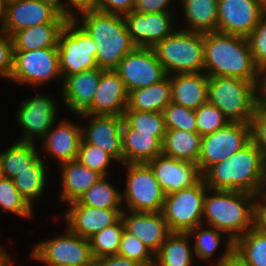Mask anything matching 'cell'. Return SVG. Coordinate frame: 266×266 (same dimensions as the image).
<instances>
[{"label": "cell", "instance_id": "4dcf8cb0", "mask_svg": "<svg viewBox=\"0 0 266 266\" xmlns=\"http://www.w3.org/2000/svg\"><path fill=\"white\" fill-rule=\"evenodd\" d=\"M170 102L171 83L167 75L158 83L129 92L126 110L163 112Z\"/></svg>", "mask_w": 266, "mask_h": 266}, {"label": "cell", "instance_id": "7dc6e473", "mask_svg": "<svg viewBox=\"0 0 266 266\" xmlns=\"http://www.w3.org/2000/svg\"><path fill=\"white\" fill-rule=\"evenodd\" d=\"M14 47L12 36L0 32V77L9 79L13 71Z\"/></svg>", "mask_w": 266, "mask_h": 266}, {"label": "cell", "instance_id": "7c38bea8", "mask_svg": "<svg viewBox=\"0 0 266 266\" xmlns=\"http://www.w3.org/2000/svg\"><path fill=\"white\" fill-rule=\"evenodd\" d=\"M250 141V124L240 122H230L227 126L203 136L197 161L200 172L203 175L211 166L240 151Z\"/></svg>", "mask_w": 266, "mask_h": 266}, {"label": "cell", "instance_id": "91938a15", "mask_svg": "<svg viewBox=\"0 0 266 266\" xmlns=\"http://www.w3.org/2000/svg\"><path fill=\"white\" fill-rule=\"evenodd\" d=\"M45 266H74V265H70V264H61V265H45Z\"/></svg>", "mask_w": 266, "mask_h": 266}, {"label": "cell", "instance_id": "6125c7cd", "mask_svg": "<svg viewBox=\"0 0 266 266\" xmlns=\"http://www.w3.org/2000/svg\"><path fill=\"white\" fill-rule=\"evenodd\" d=\"M263 196L266 198V184H265V189H264Z\"/></svg>", "mask_w": 266, "mask_h": 266}, {"label": "cell", "instance_id": "e575fe53", "mask_svg": "<svg viewBox=\"0 0 266 266\" xmlns=\"http://www.w3.org/2000/svg\"><path fill=\"white\" fill-rule=\"evenodd\" d=\"M46 161L41 156L31 167L27 168L13 179L19 193L33 207L37 198L44 193L47 186Z\"/></svg>", "mask_w": 266, "mask_h": 266}, {"label": "cell", "instance_id": "f6af8a7d", "mask_svg": "<svg viewBox=\"0 0 266 266\" xmlns=\"http://www.w3.org/2000/svg\"><path fill=\"white\" fill-rule=\"evenodd\" d=\"M246 38L257 67L261 72L266 70V12Z\"/></svg>", "mask_w": 266, "mask_h": 266}, {"label": "cell", "instance_id": "9c48e42d", "mask_svg": "<svg viewBox=\"0 0 266 266\" xmlns=\"http://www.w3.org/2000/svg\"><path fill=\"white\" fill-rule=\"evenodd\" d=\"M65 232L36 243L30 252V258L44 262L45 265L93 266L90 241L73 233L68 227Z\"/></svg>", "mask_w": 266, "mask_h": 266}, {"label": "cell", "instance_id": "83f0119b", "mask_svg": "<svg viewBox=\"0 0 266 266\" xmlns=\"http://www.w3.org/2000/svg\"><path fill=\"white\" fill-rule=\"evenodd\" d=\"M66 23H46L24 28L12 35L14 51L57 48Z\"/></svg>", "mask_w": 266, "mask_h": 266}, {"label": "cell", "instance_id": "277c9868", "mask_svg": "<svg viewBox=\"0 0 266 266\" xmlns=\"http://www.w3.org/2000/svg\"><path fill=\"white\" fill-rule=\"evenodd\" d=\"M257 195L234 190L208 188L202 224L227 234L234 242L254 227Z\"/></svg>", "mask_w": 266, "mask_h": 266}, {"label": "cell", "instance_id": "7bdbcfd3", "mask_svg": "<svg viewBox=\"0 0 266 266\" xmlns=\"http://www.w3.org/2000/svg\"><path fill=\"white\" fill-rule=\"evenodd\" d=\"M117 255L136 261L142 266L154 265V254L138 238L125 229L121 236Z\"/></svg>", "mask_w": 266, "mask_h": 266}, {"label": "cell", "instance_id": "7a4b0ae2", "mask_svg": "<svg viewBox=\"0 0 266 266\" xmlns=\"http://www.w3.org/2000/svg\"><path fill=\"white\" fill-rule=\"evenodd\" d=\"M204 72L234 77L260 85L257 67L246 37L220 32L204 33Z\"/></svg>", "mask_w": 266, "mask_h": 266}, {"label": "cell", "instance_id": "681fc988", "mask_svg": "<svg viewBox=\"0 0 266 266\" xmlns=\"http://www.w3.org/2000/svg\"><path fill=\"white\" fill-rule=\"evenodd\" d=\"M225 250L214 262L215 266H249L247 262L234 250V241L227 236Z\"/></svg>", "mask_w": 266, "mask_h": 266}, {"label": "cell", "instance_id": "ba28073f", "mask_svg": "<svg viewBox=\"0 0 266 266\" xmlns=\"http://www.w3.org/2000/svg\"><path fill=\"white\" fill-rule=\"evenodd\" d=\"M207 190L202 178L194 186L165 195L161 212L171 232H189L202 224Z\"/></svg>", "mask_w": 266, "mask_h": 266}, {"label": "cell", "instance_id": "f5cc1de1", "mask_svg": "<svg viewBox=\"0 0 266 266\" xmlns=\"http://www.w3.org/2000/svg\"><path fill=\"white\" fill-rule=\"evenodd\" d=\"M254 228L266 234V198L263 195H259L255 201Z\"/></svg>", "mask_w": 266, "mask_h": 266}, {"label": "cell", "instance_id": "db71d44e", "mask_svg": "<svg viewBox=\"0 0 266 266\" xmlns=\"http://www.w3.org/2000/svg\"><path fill=\"white\" fill-rule=\"evenodd\" d=\"M93 266H142L136 261L119 255H108L94 259Z\"/></svg>", "mask_w": 266, "mask_h": 266}, {"label": "cell", "instance_id": "7402d4cb", "mask_svg": "<svg viewBox=\"0 0 266 266\" xmlns=\"http://www.w3.org/2000/svg\"><path fill=\"white\" fill-rule=\"evenodd\" d=\"M124 229L138 238L153 254L171 233L162 212H133L121 214Z\"/></svg>", "mask_w": 266, "mask_h": 266}, {"label": "cell", "instance_id": "d6986e66", "mask_svg": "<svg viewBox=\"0 0 266 266\" xmlns=\"http://www.w3.org/2000/svg\"><path fill=\"white\" fill-rule=\"evenodd\" d=\"M67 205L68 208L64 215L66 227L88 240L104 228L115 224L124 211V209H98L81 205L77 201Z\"/></svg>", "mask_w": 266, "mask_h": 266}, {"label": "cell", "instance_id": "11a10c76", "mask_svg": "<svg viewBox=\"0 0 266 266\" xmlns=\"http://www.w3.org/2000/svg\"><path fill=\"white\" fill-rule=\"evenodd\" d=\"M52 8L59 16L65 18V3L62 0H40Z\"/></svg>", "mask_w": 266, "mask_h": 266}, {"label": "cell", "instance_id": "ee69618b", "mask_svg": "<svg viewBox=\"0 0 266 266\" xmlns=\"http://www.w3.org/2000/svg\"><path fill=\"white\" fill-rule=\"evenodd\" d=\"M166 129H178L197 132L195 110L170 102L163 109Z\"/></svg>", "mask_w": 266, "mask_h": 266}, {"label": "cell", "instance_id": "44dd1931", "mask_svg": "<svg viewBox=\"0 0 266 266\" xmlns=\"http://www.w3.org/2000/svg\"><path fill=\"white\" fill-rule=\"evenodd\" d=\"M128 94L118 73L115 70H104L93 102L84 114L123 116L127 108Z\"/></svg>", "mask_w": 266, "mask_h": 266}, {"label": "cell", "instance_id": "3957f363", "mask_svg": "<svg viewBox=\"0 0 266 266\" xmlns=\"http://www.w3.org/2000/svg\"><path fill=\"white\" fill-rule=\"evenodd\" d=\"M80 14V17L78 15ZM74 21L96 43V63L103 70H115L121 60L136 46L128 33L123 15L87 10ZM79 18V19H78Z\"/></svg>", "mask_w": 266, "mask_h": 266}, {"label": "cell", "instance_id": "8fae6325", "mask_svg": "<svg viewBox=\"0 0 266 266\" xmlns=\"http://www.w3.org/2000/svg\"><path fill=\"white\" fill-rule=\"evenodd\" d=\"M62 79L58 48L14 51L10 80L15 84L42 87L54 79ZM44 84V85H43Z\"/></svg>", "mask_w": 266, "mask_h": 266}, {"label": "cell", "instance_id": "680465c9", "mask_svg": "<svg viewBox=\"0 0 266 266\" xmlns=\"http://www.w3.org/2000/svg\"><path fill=\"white\" fill-rule=\"evenodd\" d=\"M13 257L7 253L4 247L0 248V266H13Z\"/></svg>", "mask_w": 266, "mask_h": 266}, {"label": "cell", "instance_id": "f907efd6", "mask_svg": "<svg viewBox=\"0 0 266 266\" xmlns=\"http://www.w3.org/2000/svg\"><path fill=\"white\" fill-rule=\"evenodd\" d=\"M174 0H136L134 11L138 13H156L174 11L171 5Z\"/></svg>", "mask_w": 266, "mask_h": 266}, {"label": "cell", "instance_id": "52a82bcc", "mask_svg": "<svg viewBox=\"0 0 266 266\" xmlns=\"http://www.w3.org/2000/svg\"><path fill=\"white\" fill-rule=\"evenodd\" d=\"M126 169L122 204L133 212H161L165 194L147 163L122 164ZM125 203V204H124Z\"/></svg>", "mask_w": 266, "mask_h": 266}, {"label": "cell", "instance_id": "484cf974", "mask_svg": "<svg viewBox=\"0 0 266 266\" xmlns=\"http://www.w3.org/2000/svg\"><path fill=\"white\" fill-rule=\"evenodd\" d=\"M60 201L73 202L86 192L102 175L81 164L78 160H71L60 164Z\"/></svg>", "mask_w": 266, "mask_h": 266}, {"label": "cell", "instance_id": "e0dca14e", "mask_svg": "<svg viewBox=\"0 0 266 266\" xmlns=\"http://www.w3.org/2000/svg\"><path fill=\"white\" fill-rule=\"evenodd\" d=\"M78 118H89L81 126L82 140L109 153L119 165L123 164L122 126L123 116L79 114Z\"/></svg>", "mask_w": 266, "mask_h": 266}, {"label": "cell", "instance_id": "5b68a950", "mask_svg": "<svg viewBox=\"0 0 266 266\" xmlns=\"http://www.w3.org/2000/svg\"><path fill=\"white\" fill-rule=\"evenodd\" d=\"M207 96L230 122L250 124L259 102V86L234 77L208 76Z\"/></svg>", "mask_w": 266, "mask_h": 266}, {"label": "cell", "instance_id": "ffe728a7", "mask_svg": "<svg viewBox=\"0 0 266 266\" xmlns=\"http://www.w3.org/2000/svg\"><path fill=\"white\" fill-rule=\"evenodd\" d=\"M67 22L40 0H10L3 32L12 36L19 30L35 25Z\"/></svg>", "mask_w": 266, "mask_h": 266}, {"label": "cell", "instance_id": "60d3db41", "mask_svg": "<svg viewBox=\"0 0 266 266\" xmlns=\"http://www.w3.org/2000/svg\"><path fill=\"white\" fill-rule=\"evenodd\" d=\"M76 160L102 176L109 175L108 167L111 166L112 161L117 163L109 153L83 140H81Z\"/></svg>", "mask_w": 266, "mask_h": 266}, {"label": "cell", "instance_id": "9a60e30c", "mask_svg": "<svg viewBox=\"0 0 266 266\" xmlns=\"http://www.w3.org/2000/svg\"><path fill=\"white\" fill-rule=\"evenodd\" d=\"M217 32L247 37L266 12L261 0H218Z\"/></svg>", "mask_w": 266, "mask_h": 266}, {"label": "cell", "instance_id": "f546056e", "mask_svg": "<svg viewBox=\"0 0 266 266\" xmlns=\"http://www.w3.org/2000/svg\"><path fill=\"white\" fill-rule=\"evenodd\" d=\"M188 232H171L154 254L153 266H193L194 253Z\"/></svg>", "mask_w": 266, "mask_h": 266}, {"label": "cell", "instance_id": "30bf717a", "mask_svg": "<svg viewBox=\"0 0 266 266\" xmlns=\"http://www.w3.org/2000/svg\"><path fill=\"white\" fill-rule=\"evenodd\" d=\"M60 72L69 76L95 69L96 43L74 20L68 21L61 31L58 42Z\"/></svg>", "mask_w": 266, "mask_h": 266}, {"label": "cell", "instance_id": "8992f818", "mask_svg": "<svg viewBox=\"0 0 266 266\" xmlns=\"http://www.w3.org/2000/svg\"><path fill=\"white\" fill-rule=\"evenodd\" d=\"M152 49L167 75L204 71V33L180 28Z\"/></svg>", "mask_w": 266, "mask_h": 266}, {"label": "cell", "instance_id": "74e56055", "mask_svg": "<svg viewBox=\"0 0 266 266\" xmlns=\"http://www.w3.org/2000/svg\"><path fill=\"white\" fill-rule=\"evenodd\" d=\"M204 225H198L196 228L191 229L188 233L190 237H193L194 246L193 253H195V258L197 257L201 261H210L215 255V251L220 249L221 242L224 241L222 238L223 233L216 230L214 227L208 226L203 228Z\"/></svg>", "mask_w": 266, "mask_h": 266}, {"label": "cell", "instance_id": "6da1fadb", "mask_svg": "<svg viewBox=\"0 0 266 266\" xmlns=\"http://www.w3.org/2000/svg\"><path fill=\"white\" fill-rule=\"evenodd\" d=\"M203 179L213 190L245 191L263 195L266 162L262 150L251 140L240 151L211 166Z\"/></svg>", "mask_w": 266, "mask_h": 266}, {"label": "cell", "instance_id": "c3c4849f", "mask_svg": "<svg viewBox=\"0 0 266 266\" xmlns=\"http://www.w3.org/2000/svg\"><path fill=\"white\" fill-rule=\"evenodd\" d=\"M136 0H97L96 10L125 15L134 10Z\"/></svg>", "mask_w": 266, "mask_h": 266}, {"label": "cell", "instance_id": "cb8c5ba5", "mask_svg": "<svg viewBox=\"0 0 266 266\" xmlns=\"http://www.w3.org/2000/svg\"><path fill=\"white\" fill-rule=\"evenodd\" d=\"M64 120V121H63ZM61 119L59 123L54 122L46 135L40 140L43 152L52 156L59 164L75 160L78 155L82 140L81 125ZM58 124V125H57Z\"/></svg>", "mask_w": 266, "mask_h": 266}, {"label": "cell", "instance_id": "8d00e7d4", "mask_svg": "<svg viewBox=\"0 0 266 266\" xmlns=\"http://www.w3.org/2000/svg\"><path fill=\"white\" fill-rule=\"evenodd\" d=\"M123 118L131 129L151 134L163 143L167 129L162 112L125 110Z\"/></svg>", "mask_w": 266, "mask_h": 266}, {"label": "cell", "instance_id": "9f6ffc18", "mask_svg": "<svg viewBox=\"0 0 266 266\" xmlns=\"http://www.w3.org/2000/svg\"><path fill=\"white\" fill-rule=\"evenodd\" d=\"M259 102L266 107V70L261 72L259 85Z\"/></svg>", "mask_w": 266, "mask_h": 266}, {"label": "cell", "instance_id": "4fadbf2b", "mask_svg": "<svg viewBox=\"0 0 266 266\" xmlns=\"http://www.w3.org/2000/svg\"><path fill=\"white\" fill-rule=\"evenodd\" d=\"M51 96L44 92L20 102L16 112V121L23 129V133L17 141L36 144L53 126L58 117L59 106Z\"/></svg>", "mask_w": 266, "mask_h": 266}, {"label": "cell", "instance_id": "bcb514c9", "mask_svg": "<svg viewBox=\"0 0 266 266\" xmlns=\"http://www.w3.org/2000/svg\"><path fill=\"white\" fill-rule=\"evenodd\" d=\"M251 126V140L262 150L266 162V107L257 103Z\"/></svg>", "mask_w": 266, "mask_h": 266}, {"label": "cell", "instance_id": "d590c367", "mask_svg": "<svg viewBox=\"0 0 266 266\" xmlns=\"http://www.w3.org/2000/svg\"><path fill=\"white\" fill-rule=\"evenodd\" d=\"M234 250L249 266H266V234L249 229L234 242Z\"/></svg>", "mask_w": 266, "mask_h": 266}, {"label": "cell", "instance_id": "5bb4252c", "mask_svg": "<svg viewBox=\"0 0 266 266\" xmlns=\"http://www.w3.org/2000/svg\"><path fill=\"white\" fill-rule=\"evenodd\" d=\"M115 71L127 92L160 82L167 74L152 48L135 47L119 63Z\"/></svg>", "mask_w": 266, "mask_h": 266}, {"label": "cell", "instance_id": "d6a6232c", "mask_svg": "<svg viewBox=\"0 0 266 266\" xmlns=\"http://www.w3.org/2000/svg\"><path fill=\"white\" fill-rule=\"evenodd\" d=\"M35 143L17 141L1 153L2 176L14 179L41 156Z\"/></svg>", "mask_w": 266, "mask_h": 266}, {"label": "cell", "instance_id": "ac0fdd59", "mask_svg": "<svg viewBox=\"0 0 266 266\" xmlns=\"http://www.w3.org/2000/svg\"><path fill=\"white\" fill-rule=\"evenodd\" d=\"M147 164L165 195L194 186L203 178L196 163L181 161L163 154L156 156Z\"/></svg>", "mask_w": 266, "mask_h": 266}, {"label": "cell", "instance_id": "2e32d148", "mask_svg": "<svg viewBox=\"0 0 266 266\" xmlns=\"http://www.w3.org/2000/svg\"><path fill=\"white\" fill-rule=\"evenodd\" d=\"M123 17L136 47L153 48L176 30L174 29V22L176 23L174 11L138 13L133 10Z\"/></svg>", "mask_w": 266, "mask_h": 266}, {"label": "cell", "instance_id": "b9f144b4", "mask_svg": "<svg viewBox=\"0 0 266 266\" xmlns=\"http://www.w3.org/2000/svg\"><path fill=\"white\" fill-rule=\"evenodd\" d=\"M197 132L202 137L227 126L230 121L223 112L210 102L195 110Z\"/></svg>", "mask_w": 266, "mask_h": 266}, {"label": "cell", "instance_id": "603a6c76", "mask_svg": "<svg viewBox=\"0 0 266 266\" xmlns=\"http://www.w3.org/2000/svg\"><path fill=\"white\" fill-rule=\"evenodd\" d=\"M103 71L97 67L69 76H62L61 97L63 104L72 112V115L82 114L90 107Z\"/></svg>", "mask_w": 266, "mask_h": 266}, {"label": "cell", "instance_id": "d4e9b609", "mask_svg": "<svg viewBox=\"0 0 266 266\" xmlns=\"http://www.w3.org/2000/svg\"><path fill=\"white\" fill-rule=\"evenodd\" d=\"M171 102L196 110L208 101V75L203 72L170 75Z\"/></svg>", "mask_w": 266, "mask_h": 266}, {"label": "cell", "instance_id": "816d5d0a", "mask_svg": "<svg viewBox=\"0 0 266 266\" xmlns=\"http://www.w3.org/2000/svg\"><path fill=\"white\" fill-rule=\"evenodd\" d=\"M65 3V19L68 21L73 20L76 14L87 11V10H96L97 0H66ZM67 3L71 6H74L75 9H72L71 6L68 7ZM76 10V12H74Z\"/></svg>", "mask_w": 266, "mask_h": 266}, {"label": "cell", "instance_id": "f35d334b", "mask_svg": "<svg viewBox=\"0 0 266 266\" xmlns=\"http://www.w3.org/2000/svg\"><path fill=\"white\" fill-rule=\"evenodd\" d=\"M0 208L19 217L32 219L33 207L19 193L14 181L10 178L0 177Z\"/></svg>", "mask_w": 266, "mask_h": 266}, {"label": "cell", "instance_id": "f1b7e54d", "mask_svg": "<svg viewBox=\"0 0 266 266\" xmlns=\"http://www.w3.org/2000/svg\"><path fill=\"white\" fill-rule=\"evenodd\" d=\"M186 20L185 31L209 33L217 31L218 0H180Z\"/></svg>", "mask_w": 266, "mask_h": 266}, {"label": "cell", "instance_id": "4316f807", "mask_svg": "<svg viewBox=\"0 0 266 266\" xmlns=\"http://www.w3.org/2000/svg\"><path fill=\"white\" fill-rule=\"evenodd\" d=\"M123 164L147 163L162 154V142L151 134L122 126Z\"/></svg>", "mask_w": 266, "mask_h": 266}, {"label": "cell", "instance_id": "6f0895ef", "mask_svg": "<svg viewBox=\"0 0 266 266\" xmlns=\"http://www.w3.org/2000/svg\"><path fill=\"white\" fill-rule=\"evenodd\" d=\"M7 0H0V32L4 31V25L7 16Z\"/></svg>", "mask_w": 266, "mask_h": 266}, {"label": "cell", "instance_id": "94428289", "mask_svg": "<svg viewBox=\"0 0 266 266\" xmlns=\"http://www.w3.org/2000/svg\"><path fill=\"white\" fill-rule=\"evenodd\" d=\"M0 177H2V168H1V153H0Z\"/></svg>", "mask_w": 266, "mask_h": 266}, {"label": "cell", "instance_id": "1f68e13d", "mask_svg": "<svg viewBox=\"0 0 266 266\" xmlns=\"http://www.w3.org/2000/svg\"><path fill=\"white\" fill-rule=\"evenodd\" d=\"M202 136L198 132L167 129L162 154L181 161L196 163L200 156Z\"/></svg>", "mask_w": 266, "mask_h": 266}, {"label": "cell", "instance_id": "ab89813d", "mask_svg": "<svg viewBox=\"0 0 266 266\" xmlns=\"http://www.w3.org/2000/svg\"><path fill=\"white\" fill-rule=\"evenodd\" d=\"M124 224L120 218L115 224L104 228L89 239L94 259L102 256L117 255Z\"/></svg>", "mask_w": 266, "mask_h": 266}, {"label": "cell", "instance_id": "836d02e7", "mask_svg": "<svg viewBox=\"0 0 266 266\" xmlns=\"http://www.w3.org/2000/svg\"><path fill=\"white\" fill-rule=\"evenodd\" d=\"M108 178L109 176H102L77 202L98 209H123L122 191L113 185V182H109Z\"/></svg>", "mask_w": 266, "mask_h": 266}]
</instances>
